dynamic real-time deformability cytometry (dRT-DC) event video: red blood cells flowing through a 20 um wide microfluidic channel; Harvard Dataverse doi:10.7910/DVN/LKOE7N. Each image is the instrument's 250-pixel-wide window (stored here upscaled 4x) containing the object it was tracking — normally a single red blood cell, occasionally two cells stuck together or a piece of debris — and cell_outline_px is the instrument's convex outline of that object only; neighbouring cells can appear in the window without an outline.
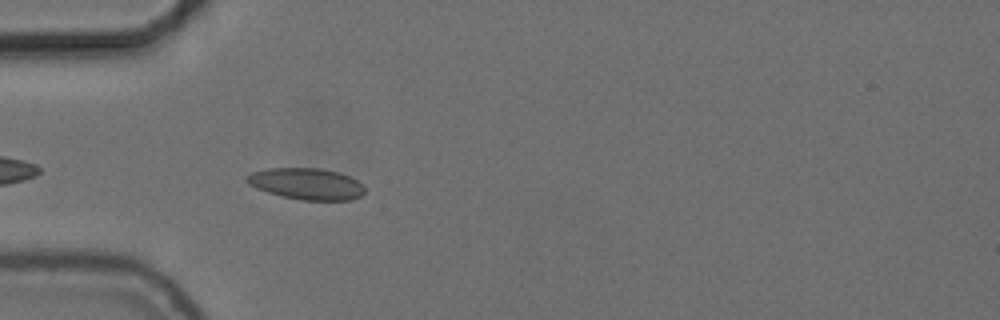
{"species": "common noctule bat (a hibernating species)", "species_latin": "Nyctalus noctula", "temperature_condition": "cold", "stored_images_in_passage": 7, "camera_frame_rate_fps": 3000, "um_per_image_px": 0.085, "animal": {"sex": "female", "body_mass_g": 24.6, "forearm_length_mm": 56.2}, "frame": {"image": 1, "passage_image": 3, "time_ms": 0.667, "image_size_px": [1000, 320], "cell_outline_px": [[364, 192], [360, 196], [352, 200], [300, 200], [280, 196], [256, 188], [248, 184], [244, 180], [244, 176], [252, 172], [268, 168], [320, 168], [340, 172], [364, 184]], "centroid_in_image_um": [26.03, 15.62], "position_along_channel_um": 59.0, "area_um2": 21.85}}